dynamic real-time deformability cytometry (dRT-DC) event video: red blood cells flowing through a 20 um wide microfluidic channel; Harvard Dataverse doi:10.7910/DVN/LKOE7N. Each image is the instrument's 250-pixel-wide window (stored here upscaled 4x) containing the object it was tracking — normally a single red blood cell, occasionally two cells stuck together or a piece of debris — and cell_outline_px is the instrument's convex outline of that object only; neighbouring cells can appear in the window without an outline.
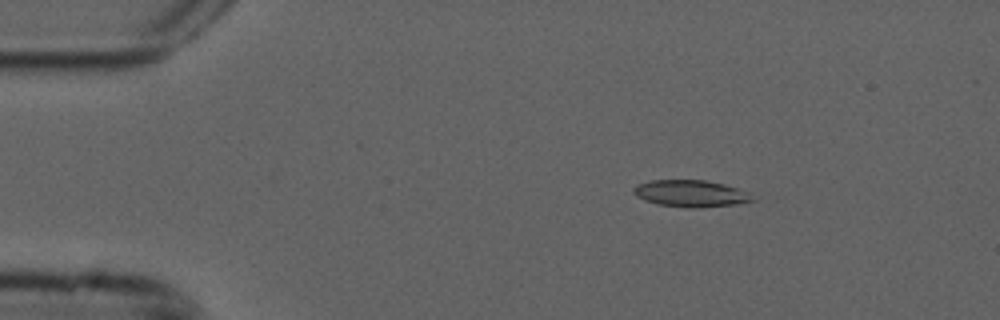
{"species": "common noctule bat (a hibernating species)", "species_latin": "Nyctalus noctula", "temperature_condition": "cold", "stored_images_in_passage": 5, "camera_frame_rate_fps": 3000, "um_per_image_px": 0.085, "animal": {"sex": "male", "forearm_length_mm": 52.5}, "frame": {"image": 1, "passage_image": 3, "time_ms": 0.667, "image_size_px": [1000, 320], "cell_outline_px": [[756, 200], [736, 204], [696, 208], [688, 208], [656, 204], [644, 200], [636, 196], [632, 192], [632, 188], [640, 184], [652, 180], [704, 180], [724, 184], [752, 192]], "centroid_in_image_um": [58.76, 16.45], "position_along_channel_um": 26.2, "area_um2": 18.79}}